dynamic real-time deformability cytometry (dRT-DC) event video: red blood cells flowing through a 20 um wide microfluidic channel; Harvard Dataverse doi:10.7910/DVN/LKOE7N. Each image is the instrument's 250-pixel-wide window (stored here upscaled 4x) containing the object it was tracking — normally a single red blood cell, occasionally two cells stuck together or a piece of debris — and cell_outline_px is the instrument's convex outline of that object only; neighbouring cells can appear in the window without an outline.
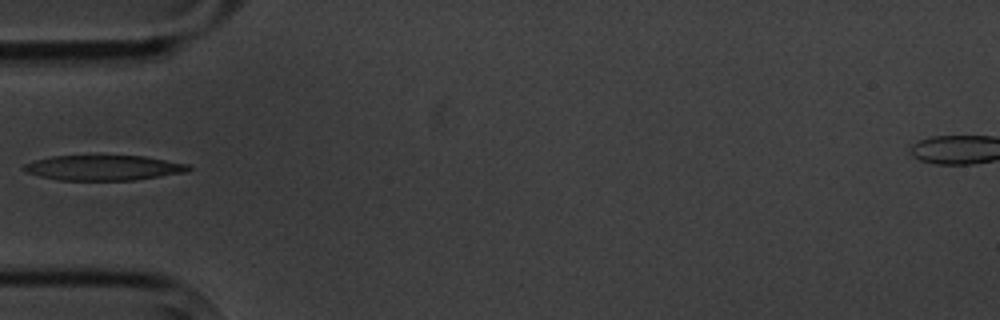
{"species": "common noctule bat (a hibernating species)", "species_latin": "Nyctalus noctula", "temperature_condition": "cold", "stored_images_in_passage": 1, "camera_frame_rate_fps": 3000, "um_per_image_px": 0.085, "animal": {"sex": "male", "body_mass_g": 20.1, "forearm_length_mm": 53.5}, "frame": {"image": 1, "passage_image": 1, "time_ms": 0.0, "image_size_px": [1000, 320], "cell_outline_px": [[192, 168], [188, 172], [132, 180], [60, 180], [40, 176], [28, 172], [20, 168], [24, 164], [32, 160], [52, 156], [100, 152], [144, 156], [188, 164]], "centroid_in_image_um": [8.77, 14.2], "position_along_channel_um": 76.2, "area_um2": 25.37}}